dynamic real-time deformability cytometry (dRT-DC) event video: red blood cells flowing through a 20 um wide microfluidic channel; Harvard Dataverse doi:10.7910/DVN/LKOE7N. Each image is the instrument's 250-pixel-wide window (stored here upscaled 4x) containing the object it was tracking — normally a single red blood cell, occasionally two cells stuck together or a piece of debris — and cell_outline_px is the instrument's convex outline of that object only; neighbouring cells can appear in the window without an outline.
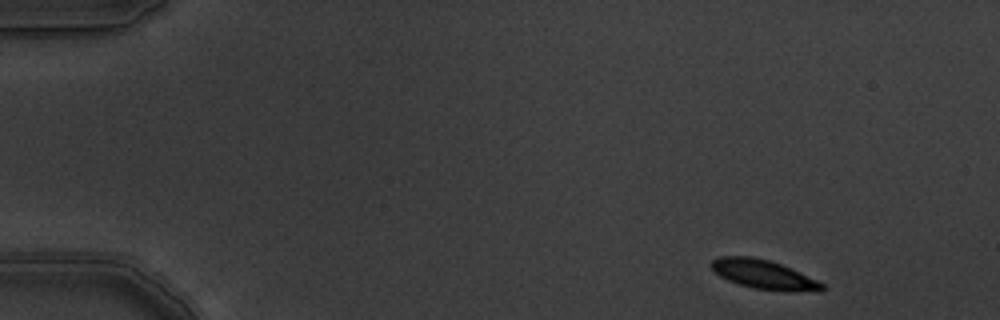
{"species": "common noctule bat (a hibernating species)", "species_latin": "Nyctalus noctula", "temperature_condition": "warm", "stored_images_in_passage": 6, "camera_frame_rate_fps": 3000, "um_per_image_px": 0.085, "animal": {"sex": "male", "body_mass_g": 19.5, "forearm_length_mm": 54.6}, "frame": {"image": 1, "passage_image": 1, "time_ms": 0.0, "image_size_px": [1000, 320], "cell_outline_px": [[824, 288], [820, 292], [752, 288], [728, 280], [720, 276], [712, 268], [712, 260], [720, 256], [752, 256], [768, 260], [780, 264], [816, 280], [824, 284]], "centroid_in_image_um": [64.89, 23.32], "position_along_channel_um": 20.1, "area_um2": 18.21}}
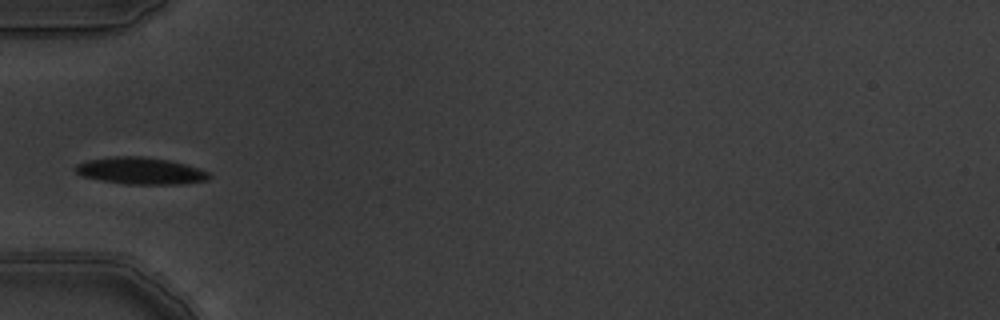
{"frame": {"image": 2, "passage_image": 5, "time_ms": 1.333, "image_size_px": [1000, 320], "cell_outline_px": [[212, 176], [208, 180], [184, 184], [124, 184], [100, 180], [84, 176], [76, 172], [72, 168], [76, 164], [88, 160], [112, 156], [144, 156], [168, 160], [200, 168], [208, 172]], "centroid_in_image_um": [11.95, 14.52], "position_along_channel_um": 73.0, "area_um2": 21.1}}
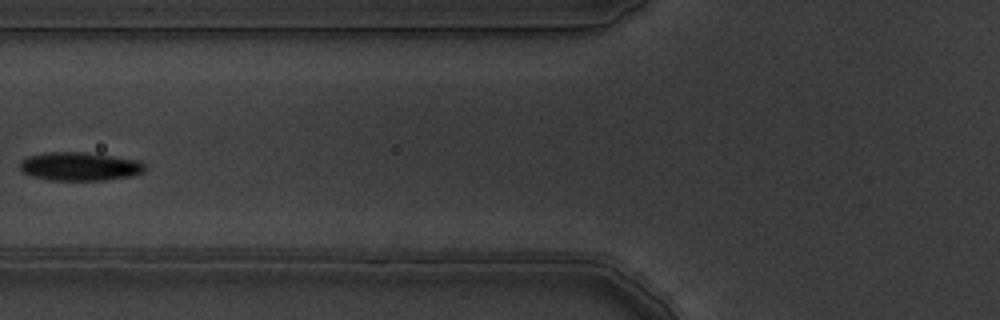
{"frame": {"image": 3, "passage_image": 6, "time_ms": 1.667, "image_size_px": [1000, 320], "cell_outline_px": [[144, 172], [132, 176], [104, 180], [48, 180], [32, 176], [24, 172], [20, 168], [20, 160], [28, 156], [44, 152], [84, 152], [140, 160], [144, 164]], "centroid_in_image_um": [6.77, 14.14], "position_along_channel_um": 119.0, "area_um2": 20.81}}